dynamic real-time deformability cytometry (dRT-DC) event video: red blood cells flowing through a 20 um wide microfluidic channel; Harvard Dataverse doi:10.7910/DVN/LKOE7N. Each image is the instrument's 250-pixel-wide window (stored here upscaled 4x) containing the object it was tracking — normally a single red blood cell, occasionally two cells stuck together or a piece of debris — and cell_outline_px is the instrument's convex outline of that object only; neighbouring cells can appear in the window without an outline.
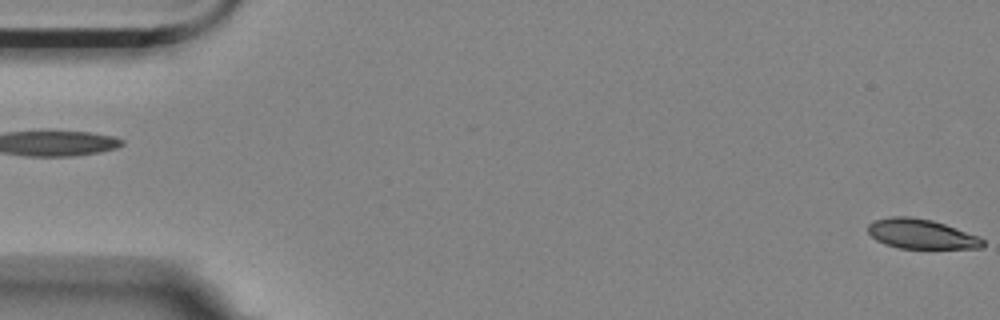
{"species": "Egyptian fruit bat (a non-hibernating species)", "species_latin": "Rousettus aegyptiacus", "temperature_condition": "room temperature", "stored_images_in_passage": 5, "segment_of_instrument_passage": [2, 2], "camera_frame_rate_fps": 3000, "um_per_image_px": 0.085, "animal": {"sex": "female"}, "frame": {"image": 1, "passage_image": 5, "time_ms": 1.333, "image_size_px": [1000, 320], "cell_outline_px": [[984, 244], [980, 248], [900, 248], [884, 244], [876, 240], [868, 232], [868, 224], [872, 220], [892, 216], [908, 216], [932, 220], [980, 236], [984, 240]], "centroid_in_image_um": [78.28, 19.88], "position_along_channel_um": 6.7, "area_um2": 19.88}}